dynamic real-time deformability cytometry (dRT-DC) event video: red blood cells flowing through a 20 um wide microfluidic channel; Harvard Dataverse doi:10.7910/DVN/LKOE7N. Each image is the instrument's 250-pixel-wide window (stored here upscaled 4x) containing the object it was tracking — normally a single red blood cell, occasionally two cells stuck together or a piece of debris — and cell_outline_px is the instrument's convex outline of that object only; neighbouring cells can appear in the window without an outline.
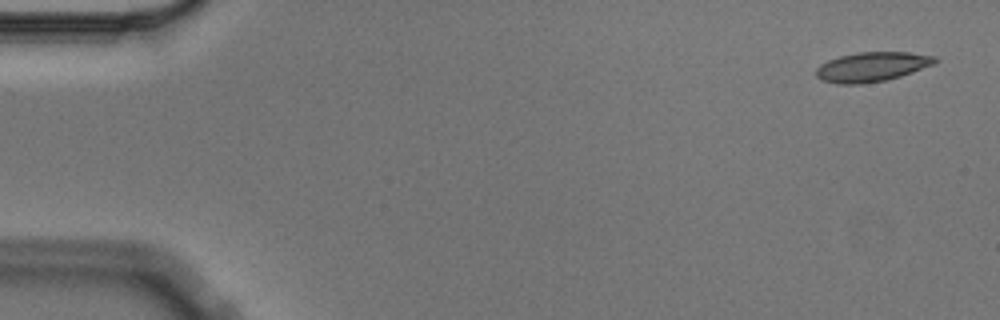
{"species": "Egyptian fruit bat (a non-hibernating species)", "species_latin": "Rousettus aegyptiacus", "temperature_condition": "cold", "stored_images_in_passage": 4, "camera_frame_rate_fps": 3000, "um_per_image_px": 0.085, "animal": {"sex": "male"}, "frame": {"image": 1, "passage_image": 1, "time_ms": 0.0, "image_size_px": [1000, 320], "cell_outline_px": [[940, 60], [936, 64], [888, 80], [860, 84], [836, 84], [820, 80], [816, 76], [816, 68], [820, 64], [828, 60], [840, 56], [860, 52], [908, 52], [936, 56]], "centroid_in_image_um": [74.13, 5.68], "position_along_channel_um": 10.9, "area_um2": 20.69}}
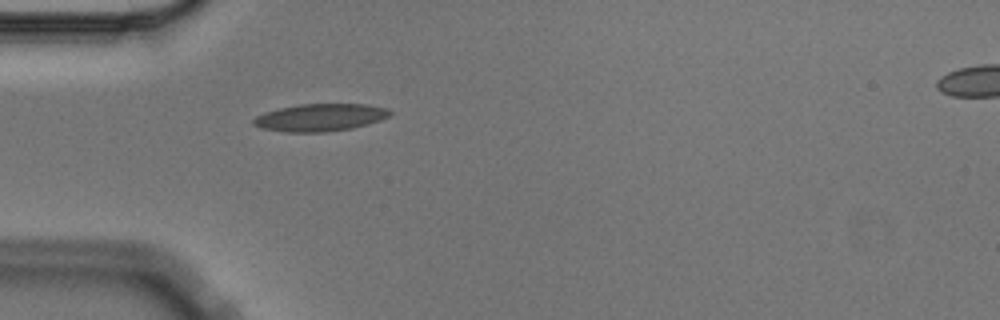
{"frame": {"image": 2, "passage_image": 4, "time_ms": 1.0, "image_size_px": [1000, 320], "cell_outline_px": [[392, 112], [388, 116], [380, 120], [352, 128], [324, 132], [288, 132], [260, 128], [252, 124], [252, 120], [256, 116], [264, 112], [280, 108], [300, 104], [368, 104], [388, 108]], "centroid_in_image_um": [27.2, 9.98], "position_along_channel_um": 57.8, "area_um2": 21.79}}